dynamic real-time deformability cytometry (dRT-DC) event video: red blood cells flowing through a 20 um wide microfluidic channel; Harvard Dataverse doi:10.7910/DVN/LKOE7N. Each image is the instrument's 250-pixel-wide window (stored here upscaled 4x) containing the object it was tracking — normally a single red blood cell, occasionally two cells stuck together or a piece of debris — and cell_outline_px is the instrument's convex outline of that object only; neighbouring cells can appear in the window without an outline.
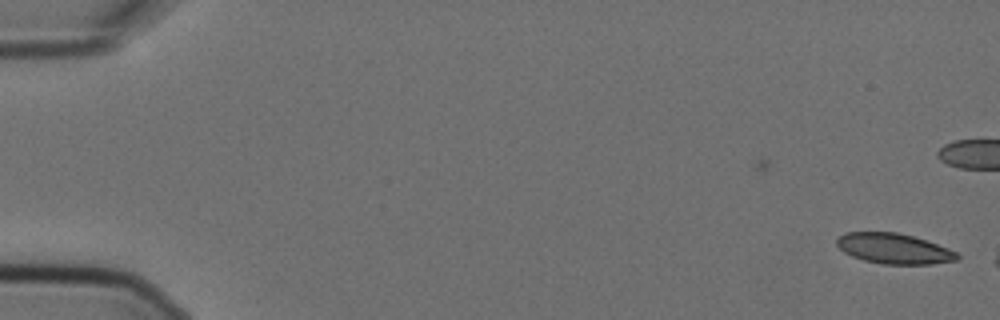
{"species": "Egyptian fruit bat (a non-hibernating species)", "species_latin": "Rousettus aegyptiacus", "temperature_condition": "cold", "stored_images_in_passage": 2, "camera_frame_rate_fps": 3000, "um_per_image_px": 0.085, "animal": {"sex": "female"}, "frame": {"image": 1, "passage_image": 2, "time_ms": 0.333, "image_size_px": [1000, 320], "cell_outline_px": [[960, 260], [932, 264], [884, 264], [864, 260], [852, 256], [844, 252], [836, 244], [836, 240], [844, 232], [896, 232], [912, 236], [948, 248], [956, 252], [960, 256]], "centroid_in_image_um": [75.99, 21.13], "position_along_channel_um": 9.0, "area_um2": 21.21}}